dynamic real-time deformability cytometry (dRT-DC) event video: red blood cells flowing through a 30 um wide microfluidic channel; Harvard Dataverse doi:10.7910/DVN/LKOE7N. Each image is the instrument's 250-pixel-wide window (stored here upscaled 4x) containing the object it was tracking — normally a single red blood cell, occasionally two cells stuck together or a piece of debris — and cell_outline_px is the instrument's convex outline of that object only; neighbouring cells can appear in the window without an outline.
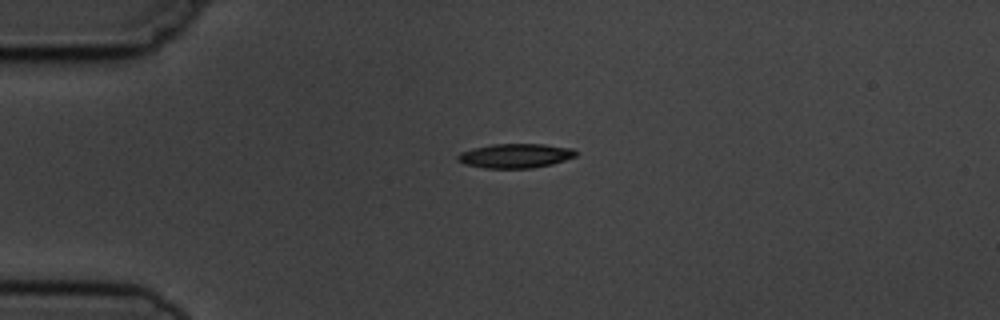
{"species": "common noctule bat (a hibernating species)", "species_latin": "Nyctalus noctula", "temperature_condition": "cold", "stored_images_in_passage": 2, "camera_frame_rate_fps": 3000, "um_per_image_px": 0.085, "animal": {"sex": "male", "body_mass_g": 19.5, "forearm_length_mm": 54.6}, "frame": {"image": 1, "passage_image": 1, "time_ms": 0.0, "image_size_px": [1000, 320], "cell_outline_px": [[576, 156], [552, 164], [532, 168], [484, 168], [464, 164], [456, 160], [456, 156], [460, 152], [472, 148], [492, 144], [544, 144], [572, 148], [576, 152]], "centroid_in_image_um": [43.76, 13.24], "position_along_channel_um": 41.2, "area_um2": 16.82}}